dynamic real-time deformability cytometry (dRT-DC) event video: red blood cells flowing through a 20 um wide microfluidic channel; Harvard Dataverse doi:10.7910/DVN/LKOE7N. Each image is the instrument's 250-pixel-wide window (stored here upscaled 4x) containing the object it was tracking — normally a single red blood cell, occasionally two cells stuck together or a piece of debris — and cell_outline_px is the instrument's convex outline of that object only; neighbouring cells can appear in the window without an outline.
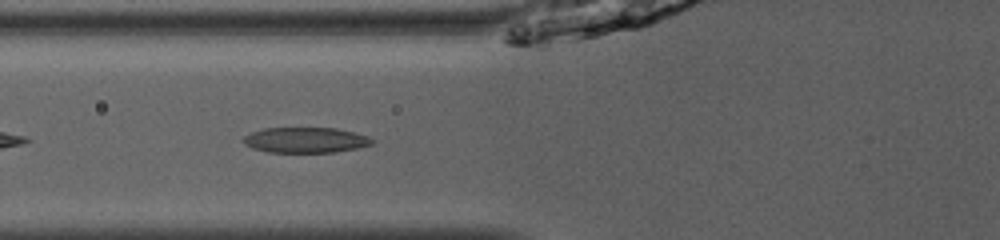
{"species": "common noctule bat (a hibernating species)", "species_latin": "Nyctalus noctula", "temperature_condition": "room temperature", "stored_images_in_passage": 14, "camera_frame_rate_fps": 3000, "um_per_image_px": 0.085, "animal": {"sex": "male", "body_mass_g": 13.0, "forearm_length_mm": 53.1}, "frame": {"image": 1, "passage_image": 5, "time_ms": 1.333, "image_size_px": [1000, 240], "cell_outline_px": [[376, 144], [360, 148], [336, 152], [268, 152], [252, 148], [244, 144], [240, 140], [244, 136], [252, 132], [264, 128], [336, 128], [368, 136], [376, 140]], "centroid_in_image_um": [26.01, 11.91], "position_along_channel_um": 99.8, "area_um2": 19.36}}
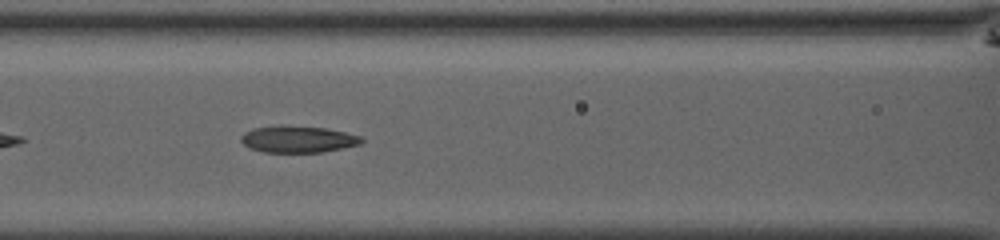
{"frame": {"image": 2, "passage_image": 8, "time_ms": 2.333, "image_size_px": [1000, 240], "cell_outline_px": [[364, 140], [360, 144], [324, 152], [264, 152], [252, 148], [244, 144], [240, 140], [240, 136], [244, 132], [252, 128], [324, 128], [344, 132], [360, 136]], "centroid_in_image_um": [25.35, 11.88], "position_along_channel_um": 141.3, "area_um2": 17.8}}